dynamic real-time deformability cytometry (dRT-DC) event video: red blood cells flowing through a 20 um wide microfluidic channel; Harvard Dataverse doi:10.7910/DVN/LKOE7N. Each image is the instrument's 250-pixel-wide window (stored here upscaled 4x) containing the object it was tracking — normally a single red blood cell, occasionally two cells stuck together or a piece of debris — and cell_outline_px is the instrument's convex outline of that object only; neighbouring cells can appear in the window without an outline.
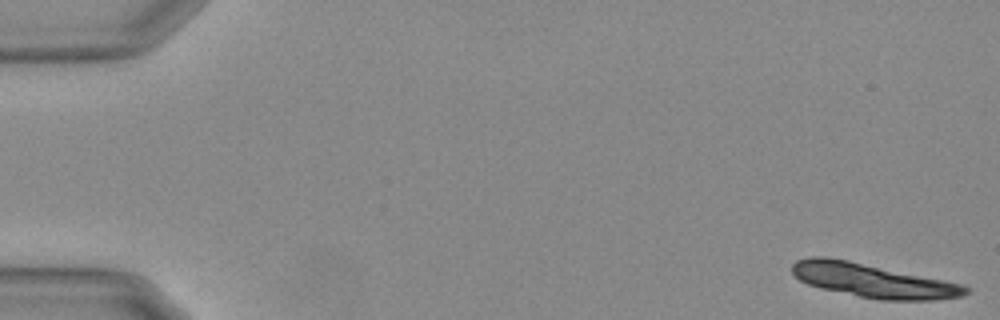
{"species": "Egyptian fruit bat (a non-hibernating species)", "species_latin": "Rousettus aegyptiacus", "temperature_condition": "warm", "stored_images_in_passage": 47, "camera_frame_rate_fps": 3000, "um_per_image_px": 0.085, "animal": {"sex": "female"}, "frame": {"image": 1, "passage_image": 1, "time_ms": 0.0, "image_size_px": [1000, 320], "cell_outline_px": [[968, 292], [964, 296], [932, 300], [880, 300], [820, 288], [808, 284], [800, 280], [792, 272], [792, 264], [796, 260], [808, 256], [828, 256], [848, 260], [964, 284], [968, 288]], "centroid_in_image_um": [74.19, 23.83], "position_along_channel_um": 10.8, "area_um2": 34.16}, "authors_computed_cell_mechanics": {"area_um2": 20.6924, "velocity_mm_per_s": 3.5907, "shape_relaxation_time_tau1_ms": 0.59, "shape_relaxation_time_tau2_ms": null, "deformation_change_tau1": 0.0755, "deformation_change_tau2": null}}